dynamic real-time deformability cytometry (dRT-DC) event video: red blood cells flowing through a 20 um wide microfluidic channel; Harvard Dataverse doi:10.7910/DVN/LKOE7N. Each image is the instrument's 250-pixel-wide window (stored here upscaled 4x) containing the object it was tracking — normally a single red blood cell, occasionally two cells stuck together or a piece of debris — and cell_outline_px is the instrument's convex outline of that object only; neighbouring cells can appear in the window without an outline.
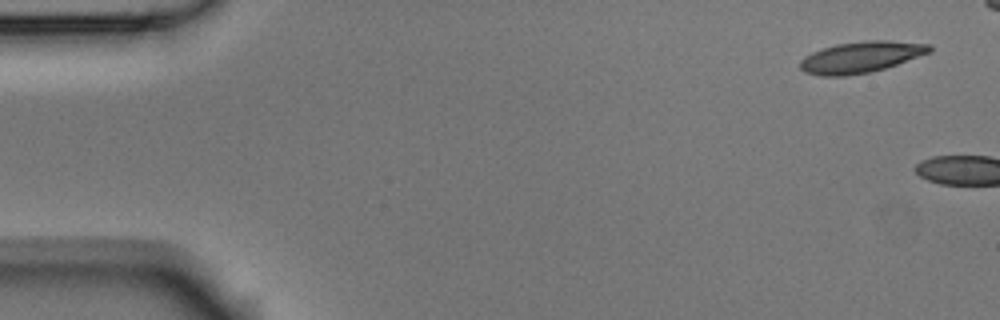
{"species": "Egyptian fruit bat (a non-hibernating species)", "species_latin": "Rousettus aegyptiacus", "temperature_condition": "room temperature", "stored_images_in_passage": 2, "camera_frame_rate_fps": 3000, "um_per_image_px": 0.085, "animal": {"sex": "male"}, "frame": {"image": 1, "passage_image": 1, "time_ms": 0.0, "image_size_px": [1000, 320], "cell_outline_px": [[932, 52], [872, 72], [844, 76], [820, 76], [804, 72], [800, 68], [800, 60], [804, 56], [812, 52], [836, 44], [868, 40], [888, 40], [932, 44]], "centroid_in_image_um": [73.18, 4.85], "position_along_channel_um": 11.8, "area_um2": 23.64}}